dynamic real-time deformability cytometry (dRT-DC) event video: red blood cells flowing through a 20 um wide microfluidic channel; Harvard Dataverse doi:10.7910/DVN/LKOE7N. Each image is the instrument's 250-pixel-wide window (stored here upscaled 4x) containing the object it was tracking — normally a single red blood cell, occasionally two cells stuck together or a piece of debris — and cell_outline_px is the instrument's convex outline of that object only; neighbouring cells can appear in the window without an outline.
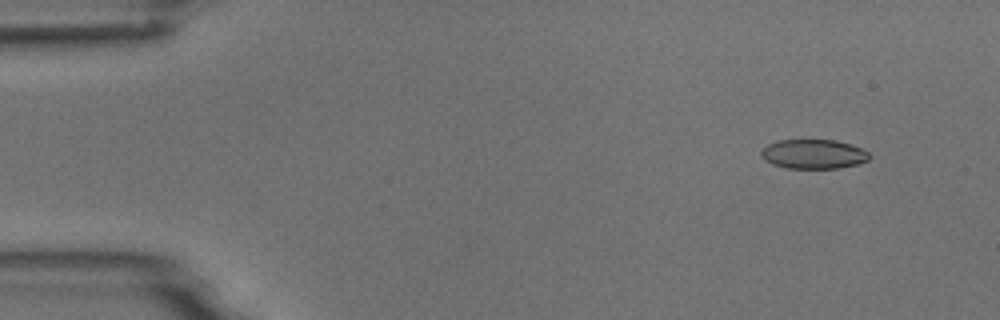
{"species": "common noctule bat (a hibernating species)", "species_latin": "Nyctalus noctula", "temperature_condition": "room temperature", "stored_images_in_passage": 54, "camera_frame_rate_fps": 3000, "um_per_image_px": 0.085, "animal": {"sex": "male", "body_mass_g": 18.8}, "frame": {"image": 1, "passage_image": 5, "time_ms": 1.333, "image_size_px": [1000, 320], "cell_outline_px": [[872, 156], [868, 160], [856, 164], [840, 168], [788, 168], [772, 164], [764, 160], [760, 156], [760, 152], [768, 144], [776, 140], [836, 140], [860, 148], [868, 152]], "centroid_in_image_um": [69.12, 13.1], "position_along_channel_um": 15.9, "area_um2": 18.5}}
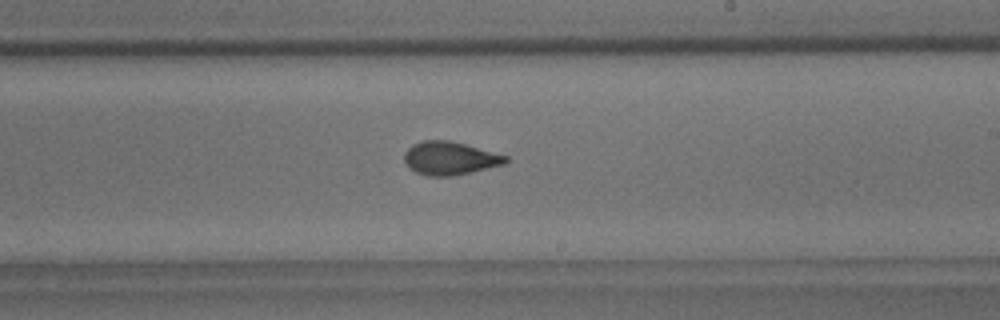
{"frame": {"image": 2, "passage_image": 32, "time_ms": 10.333, "image_size_px": [1000, 320], "cell_outline_px": [[508, 160], [504, 164], [472, 172], [452, 176], [428, 176], [416, 172], [408, 168], [404, 164], [404, 152], [412, 144], [420, 140], [448, 140], [464, 144], [508, 156]], "centroid_in_image_um": [38.18, 13.45], "position_along_channel_um": 250.8, "area_um2": 19.71}}
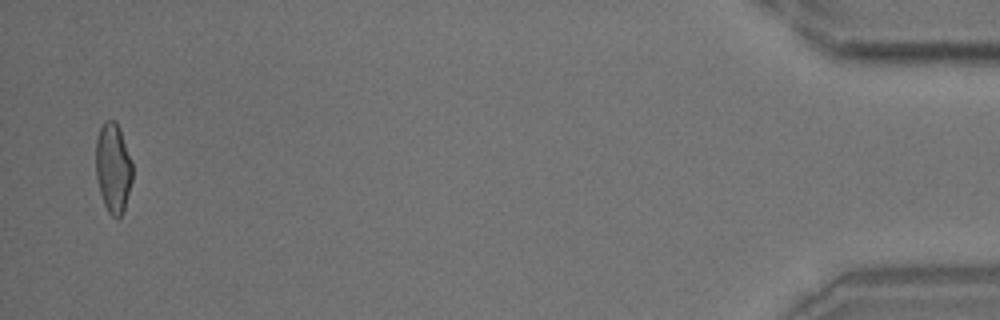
{"frame": {"image": 3, "passage_image": 53, "time_ms": 17.333, "image_size_px": [1000, 320], "cell_outline_px": [[132, 180], [124, 208], [120, 216], [116, 220], [108, 212], [104, 204], [100, 192], [96, 176], [96, 140], [100, 128], [104, 120], [116, 120], [120, 128], [132, 160]], "centroid_in_image_um": [9.62, 14.24], "position_along_channel_um": 425.6, "area_um2": 19.25}, "authors_computed_cell_mechanics": {"area_um2": 19.4786, "velocity_mm_per_s": 3.7395, "shape_relaxation_time_tau1_ms": 6.3928, "shape_relaxation_time_tau2_ms": 1.6036, "deformation_change_tau1": 0.15, "deformation_change_tau2": 0.0762}}